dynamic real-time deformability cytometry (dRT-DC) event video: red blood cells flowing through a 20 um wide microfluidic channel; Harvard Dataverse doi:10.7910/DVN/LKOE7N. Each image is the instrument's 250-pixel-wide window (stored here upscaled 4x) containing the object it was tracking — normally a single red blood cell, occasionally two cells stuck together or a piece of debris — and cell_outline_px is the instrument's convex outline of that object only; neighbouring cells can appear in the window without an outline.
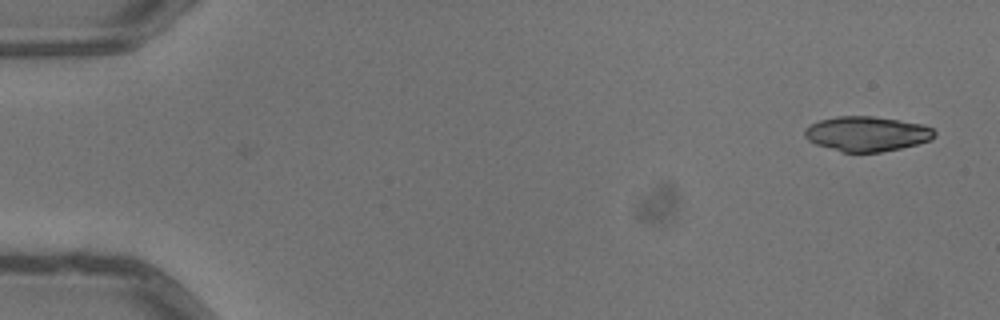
{"species": "common noctule bat (a hibernating species)", "species_latin": "Nyctalus noctula", "temperature_condition": "warm", "stored_images_in_passage": 5, "camera_frame_rate_fps": 3000, "um_per_image_px": 0.085, "animal": {"sex": "male", "body_mass_g": 13.3}, "frame": {"image": 1, "passage_image": 1, "time_ms": 0.0, "image_size_px": [1000, 320], "cell_outline_px": [[936, 136], [932, 140], [900, 148], [880, 152], [840, 152], [816, 144], [808, 140], [804, 136], [804, 128], [820, 120], [836, 116], [872, 116], [900, 120], [924, 124], [932, 128], [936, 132]], "centroid_in_image_um": [73.7, 11.37], "position_along_channel_um": 11.3, "area_um2": 26.53}}
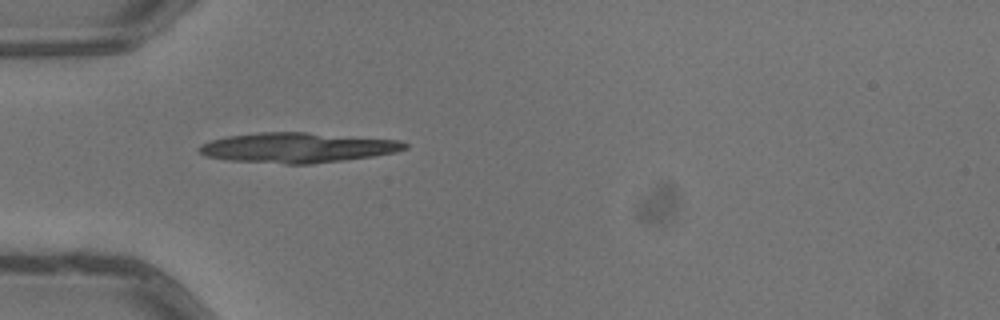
{"frame": {"image": 2, "passage_image": 4, "time_ms": 1.0, "image_size_px": [1000, 320], "cell_outline_px": [[408, 148], [396, 152], [372, 156], [344, 160], [312, 164], [284, 164], [228, 160], [204, 156], [196, 148], [200, 144], [212, 140], [228, 136], [260, 132], [304, 132], [400, 140], [408, 144]], "centroid_in_image_um": [25.26, 12.55], "position_along_channel_um": 59.7, "area_um2": 36.07}}
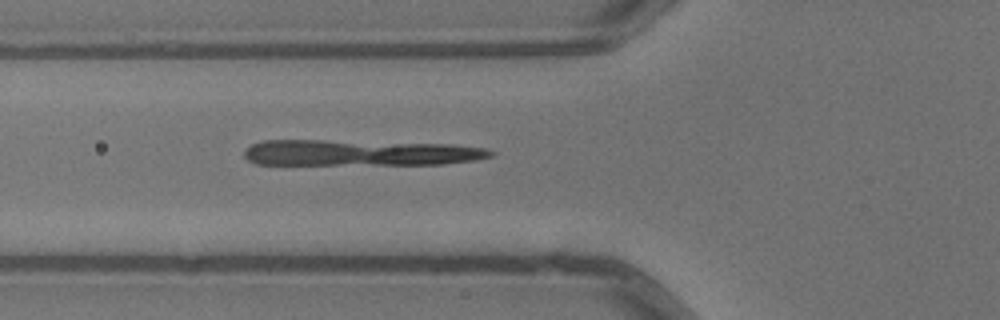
{"frame": {"image": 3, "passage_image": 5, "time_ms": 1.333, "image_size_px": [1000, 320], "cell_outline_px": [[496, 152], [492, 156], [476, 160], [444, 164], [256, 164], [248, 160], [244, 156], [244, 152], [252, 144], [264, 140], [324, 140], [452, 144], [484, 148]], "centroid_in_image_um": [30.62, 12.98], "position_along_channel_um": 95.2, "area_um2": 37.22}}